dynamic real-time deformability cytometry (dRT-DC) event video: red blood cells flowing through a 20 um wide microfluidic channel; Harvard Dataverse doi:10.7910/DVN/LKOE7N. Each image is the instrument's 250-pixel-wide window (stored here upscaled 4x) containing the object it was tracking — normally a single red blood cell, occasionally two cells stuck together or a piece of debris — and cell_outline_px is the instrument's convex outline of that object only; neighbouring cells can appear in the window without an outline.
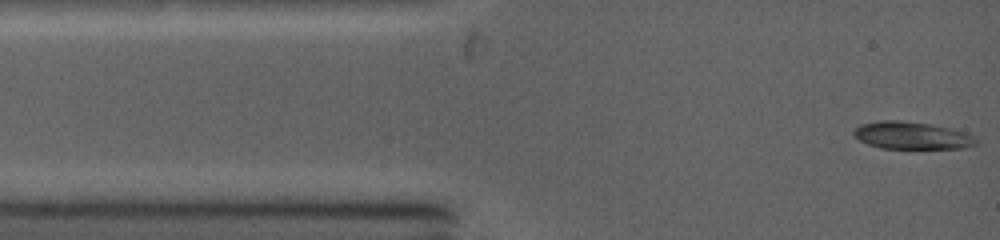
{"species": "common noctule bat (a hibernating species)", "species_latin": "Nyctalus noctula", "temperature_condition": "warm", "stored_images_in_passage": 11, "camera_frame_rate_fps": 5000, "um_per_image_px": 0.085, "animal": {"sex": "female", "body_mass_g": 19.0, "forearm_length_mm": 53.3}, "frame": {"image": 1, "passage_image": 1, "time_ms": 0.0, "image_size_px": [1000, 240], "cell_outline_px": [[980, 144], [964, 148], [880, 148], [868, 144], [852, 136], [852, 132], [860, 124], [880, 120], [900, 120], [928, 124], [948, 128], [964, 132], [980, 140]], "centroid_in_image_um": [77.5, 11.52], "position_along_channel_um": 7.5, "area_um2": 19.54}}
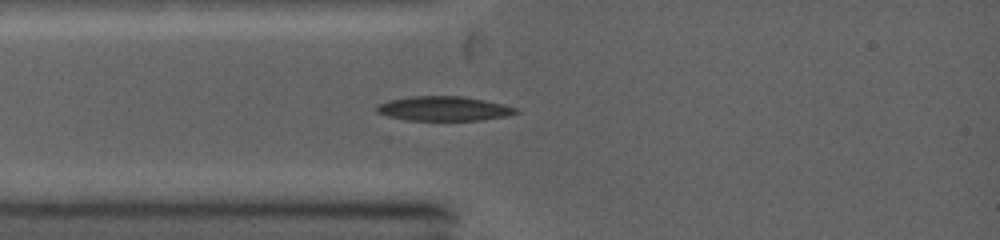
{"frame": {"image": 2, "passage_image": 6, "time_ms": 2.2, "image_size_px": [1000, 240], "cell_outline_px": [[520, 112], [508, 116], [480, 120], [408, 120], [388, 116], [376, 112], [376, 104], [388, 100], [412, 96], [460, 96], [484, 100], [504, 104], [516, 108]], "centroid_in_image_um": [37.71, 9.23], "position_along_channel_um": 47.3, "area_um2": 19.88}}
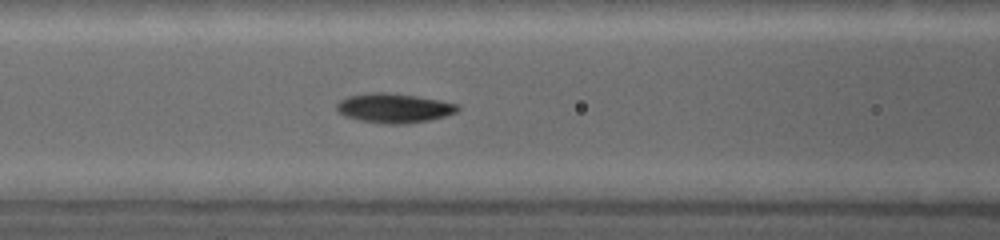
{"frame": {"image": 3, "passage_image": 11, "time_ms": 4.2, "image_size_px": [1000, 240], "cell_outline_px": [[460, 108], [456, 112], [444, 116], [428, 120], [404, 124], [384, 124], [360, 120], [344, 116], [336, 108], [336, 104], [340, 100], [348, 96], [368, 92], [388, 92], [416, 96], [440, 100], [456, 104]], "centroid_in_image_um": [33.46, 9.18], "position_along_channel_um": 133.1, "area_um2": 20.69}}